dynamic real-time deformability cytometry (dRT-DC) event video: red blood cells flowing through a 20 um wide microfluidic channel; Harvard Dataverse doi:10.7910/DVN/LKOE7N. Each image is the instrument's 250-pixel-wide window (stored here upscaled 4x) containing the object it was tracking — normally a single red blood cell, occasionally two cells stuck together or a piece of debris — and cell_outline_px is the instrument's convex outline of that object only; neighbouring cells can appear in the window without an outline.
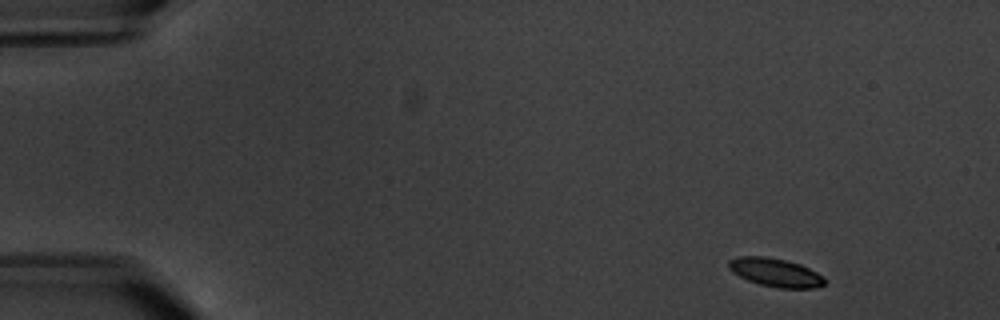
{"species": "common noctule bat (a hibernating species)", "species_latin": "Nyctalus noctula", "temperature_condition": "warm", "stored_images_in_passage": 5, "camera_frame_rate_fps": 3000, "um_per_image_px": 0.085, "animal": {"sex": "male", "body_mass_g": 20.1, "forearm_length_mm": 53.5}, "frame": {"image": 1, "passage_image": 1, "time_ms": 0.0, "image_size_px": [1000, 320], "cell_outline_px": [[824, 284], [816, 288], [780, 288], [760, 284], [748, 280], [732, 272], [728, 268], [728, 260], [740, 256], [764, 256], [784, 260], [800, 264], [824, 276]], "centroid_in_image_um": [65.9, 23.16], "position_along_channel_um": 19.1, "area_um2": 15.78}}